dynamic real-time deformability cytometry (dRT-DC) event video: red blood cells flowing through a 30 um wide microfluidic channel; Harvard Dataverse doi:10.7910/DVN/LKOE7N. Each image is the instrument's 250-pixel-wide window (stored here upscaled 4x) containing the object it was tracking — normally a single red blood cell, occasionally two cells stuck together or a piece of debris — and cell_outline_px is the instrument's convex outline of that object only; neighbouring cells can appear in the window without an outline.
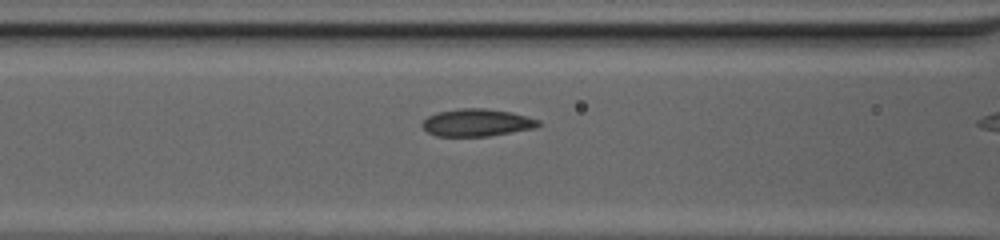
{"species": "common noctule bat (a hibernating species)", "species_latin": "Nyctalus noctula", "temperature_condition": "cold", "stored_images_in_passage": 10, "camera_frame_rate_fps": 3000, "um_per_image_px": 0.085, "animal": {"sex": "female", "body_mass_g": 20.0, "forearm_length_mm": 54.0}, "frame": {"image": 1, "passage_image": 9, "time_ms": 2.667, "image_size_px": [1000, 240], "cell_outline_px": [[544, 124], [536, 128], [488, 136], [436, 136], [428, 132], [420, 124], [428, 116], [436, 112], [460, 108], [484, 108], [512, 112], [528, 116], [540, 120]], "centroid_in_image_um": [40.58, 10.42], "position_along_channel_um": 126.0, "area_um2": 18.79}}